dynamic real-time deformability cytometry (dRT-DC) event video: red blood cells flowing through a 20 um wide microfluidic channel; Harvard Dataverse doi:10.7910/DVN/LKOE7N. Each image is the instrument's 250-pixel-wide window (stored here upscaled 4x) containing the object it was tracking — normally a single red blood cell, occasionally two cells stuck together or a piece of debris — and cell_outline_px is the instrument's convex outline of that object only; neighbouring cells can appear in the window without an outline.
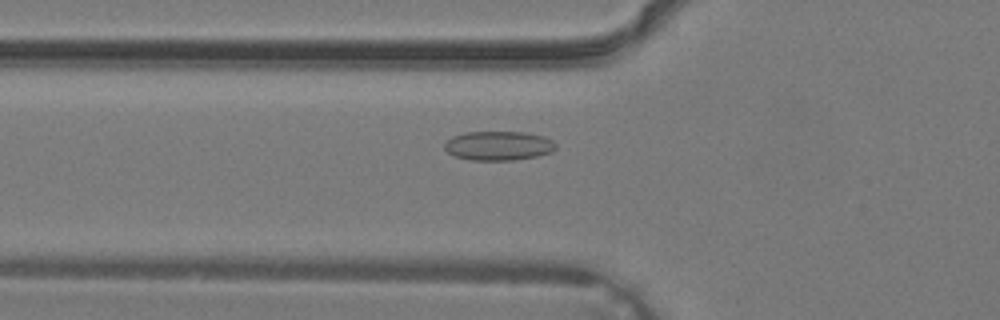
{"species": "common noctule bat (a hibernating species)", "species_latin": "Nyctalus noctula", "temperature_condition": "warm", "stored_images_in_passage": 39, "camera_frame_rate_fps": 3000, "um_per_image_px": 0.085, "animal": {"sex": "male", "body_mass_g": 19.2, "forearm_length_mm": 51.8}, "frame": {"image": 1, "passage_image": 15, "time_ms": 4.667, "image_size_px": [1000, 320], "cell_outline_px": [[556, 148], [552, 152], [536, 156], [512, 160], [468, 160], [456, 156], [448, 152], [444, 148], [444, 144], [452, 136], [464, 132], [524, 132], [544, 136], [552, 140], [556, 144]], "centroid_in_image_um": [42.37, 12.38], "position_along_channel_um": 83.4, "area_um2": 18.96}}
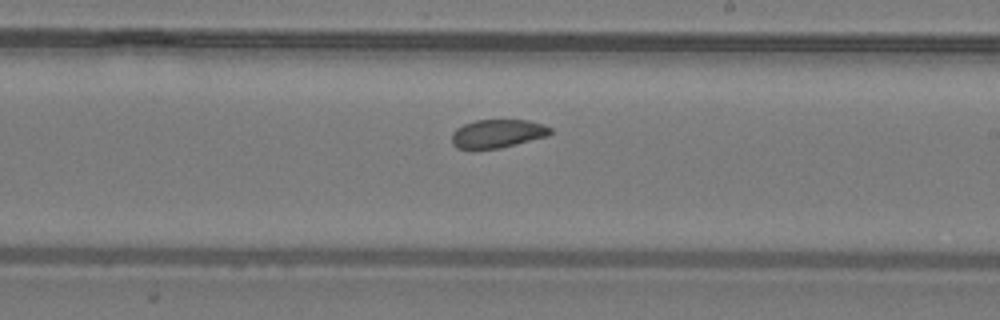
{"frame": {"image": 2, "passage_image": 24, "time_ms": 7.667, "image_size_px": [1000, 320], "cell_outline_px": [[552, 132], [548, 136], [500, 148], [456, 148], [452, 144], [452, 132], [456, 128], [464, 124], [476, 120], [528, 120], [544, 124], [552, 128]], "centroid_in_image_um": [42.31, 11.34], "position_along_channel_um": 246.7, "area_um2": 16.3}}
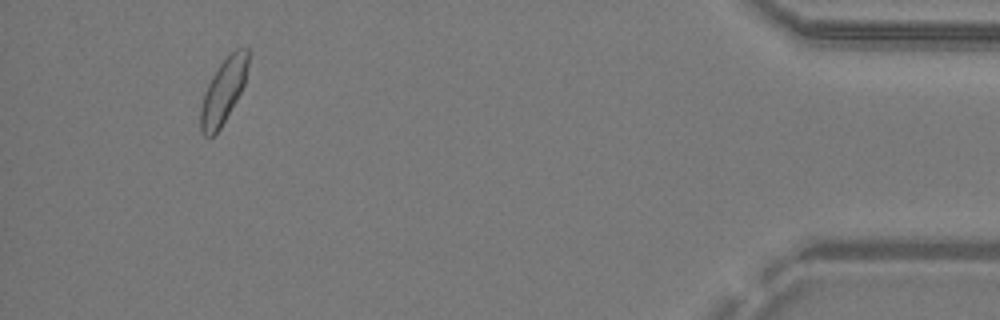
{"frame": {"image": 3, "passage_image": 37, "time_ms": 12.0, "image_size_px": [1000, 320], "cell_outline_px": [[248, 64], [244, 84], [236, 100], [220, 128], [212, 136], [204, 136], [200, 132], [200, 108], [204, 92], [216, 68], [236, 48], [248, 48]], "centroid_in_image_um": [18.96, 7.75], "position_along_channel_um": 416.2, "area_um2": 17.63}}